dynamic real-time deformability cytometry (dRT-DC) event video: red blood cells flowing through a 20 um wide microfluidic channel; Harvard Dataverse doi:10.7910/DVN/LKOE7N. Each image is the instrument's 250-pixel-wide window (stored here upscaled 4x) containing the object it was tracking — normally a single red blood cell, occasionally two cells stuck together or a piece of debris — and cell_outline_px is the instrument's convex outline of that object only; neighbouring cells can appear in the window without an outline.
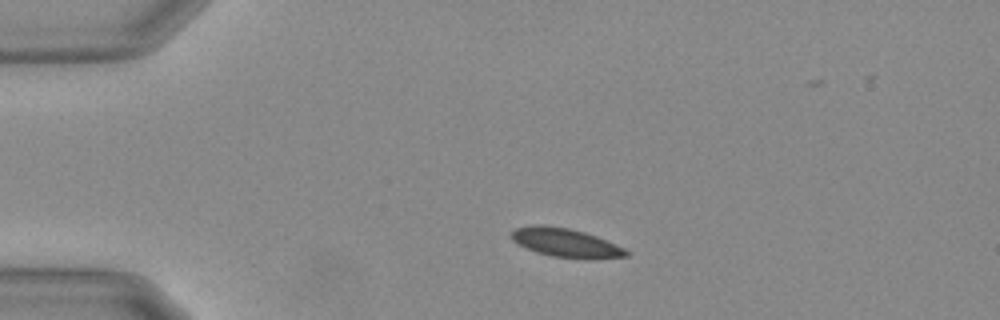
{"species": "Egyptian fruit bat (a non-hibernating species)", "species_latin": "Rousettus aegyptiacus", "temperature_condition": "warm", "stored_images_in_passage": 44, "camera_frame_rate_fps": 3000, "um_per_image_px": 0.085, "animal": {"sex": "female"}, "frame": {"image": 1, "passage_image": 1, "time_ms": 0.0, "image_size_px": [1000, 320], "cell_outline_px": [[628, 256], [588, 260], [552, 256], [536, 252], [512, 240], [508, 236], [516, 228], [532, 224], [540, 224], [568, 228], [584, 232], [596, 236], [616, 244], [624, 248], [628, 252]], "centroid_in_image_um": [48.09, 20.64], "position_along_channel_um": 36.9, "area_um2": 19.36}}
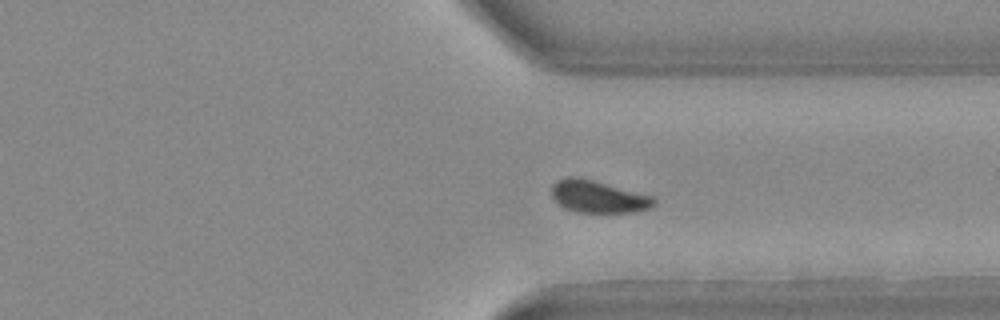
{"frame": {"image": 2, "passage_image": 31, "time_ms": 10.0, "image_size_px": [1000, 320], "cell_outline_px": [[656, 204], [652, 208], [632, 212], [576, 212], [564, 208], [552, 196], [552, 184], [556, 180], [568, 176], [572, 176], [592, 180], [652, 196], [656, 200]], "centroid_in_image_um": [50.84, 16.72], "position_along_channel_um": 360.6, "area_um2": 19.07}}
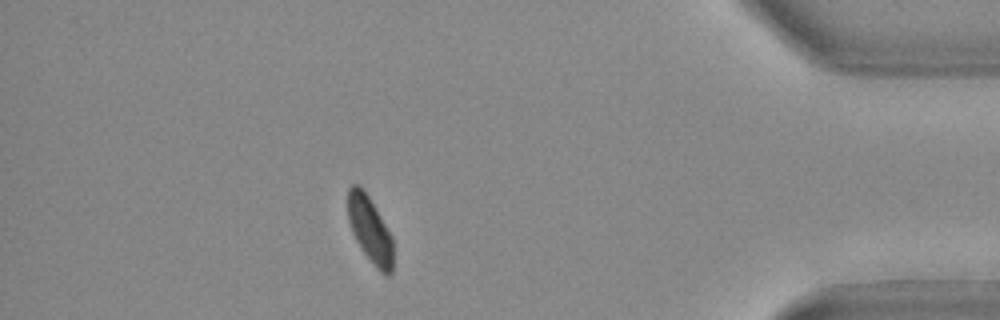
{"frame": {"image": 3, "passage_image": 38, "time_ms": 12.333, "image_size_px": [1000, 320], "cell_outline_px": [[392, 272], [388, 276], [384, 276], [376, 268], [364, 252], [356, 240], [352, 232], [348, 220], [348, 188], [352, 184], [360, 184], [368, 196], [392, 236]], "centroid_in_image_um": [31.44, 19.52], "position_along_channel_um": 403.8, "area_um2": 17.28}, "authors_computed_cell_mechanics": {"area_um2": 19.4497, "velocity_mm_per_s": 3.6632, "shape_relaxation_time_tau1_ms": 5.6663, "shape_relaxation_time_tau2_ms": null, "deformation_change_tau1": 0.1126, "deformation_change_tau2": null}}